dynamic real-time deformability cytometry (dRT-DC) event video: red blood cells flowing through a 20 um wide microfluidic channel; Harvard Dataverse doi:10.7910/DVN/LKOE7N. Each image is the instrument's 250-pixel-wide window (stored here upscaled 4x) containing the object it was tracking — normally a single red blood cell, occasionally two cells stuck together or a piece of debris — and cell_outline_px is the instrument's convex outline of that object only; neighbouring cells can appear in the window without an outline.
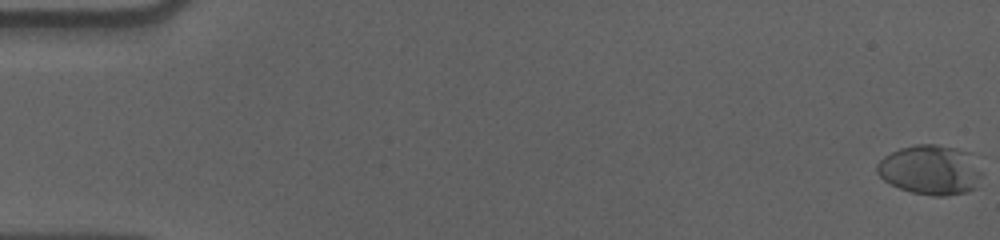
{"species": "human", "species_latin": "Homo sapiens", "temperature_condition": "cold", "stored_images_in_passage": 59, "camera_frame_rate_fps": 3000, "um_per_image_px": 0.085, "donor": {"sex": "male"}, "frame": {"image": 1, "passage_image": 1, "time_ms": 0.0, "image_size_px": [1000, 240], "cell_outline_px": [[980, 176], [976, 188], [968, 192], [944, 196], [932, 196], [912, 192], [900, 188], [884, 180], [876, 172], [876, 164], [884, 156], [900, 148], [916, 144], [936, 144], [956, 148], [972, 152], [980, 172]], "centroid_in_image_um": [79.09, 14.43], "position_along_channel_um": 5.9, "area_um2": 30.52}}
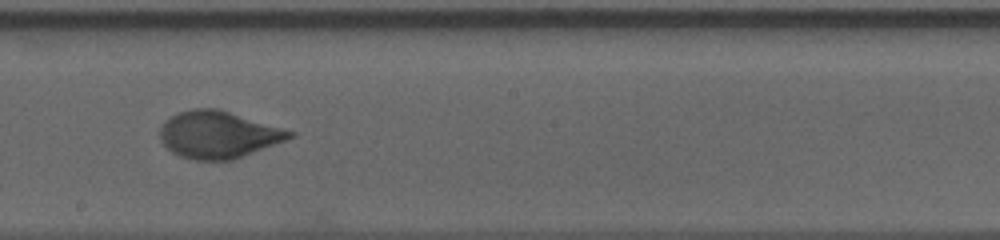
{"frame": {"image": 2, "passage_image": 34, "time_ms": 11.0, "image_size_px": [1000, 240], "cell_outline_px": [[296, 136], [232, 160], [196, 160], [180, 156], [172, 152], [160, 140], [160, 128], [164, 120], [180, 112], [192, 108], [220, 108], [296, 132]], "centroid_in_image_um": [18.56, 11.43], "position_along_channel_um": 229.6, "area_um2": 35.6}}
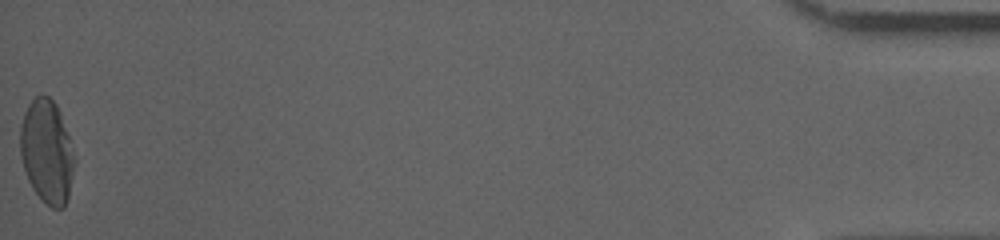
{"frame": {"image": 3, "passage_image": 59, "time_ms": 19.333, "image_size_px": [1000, 240], "cell_outline_px": [[72, 168], [68, 196], [64, 208], [52, 208], [32, 188], [28, 180], [24, 168], [20, 152], [20, 124], [24, 112], [28, 104], [36, 96], [48, 96], [56, 104], [60, 112], [68, 136], [72, 152]], "centroid_in_image_um": [3.94, 12.85], "position_along_channel_um": 431.3, "area_um2": 31.85}, "authors_computed_cell_mechanics": {"area_um2": 32.4836, "velocity_mm_per_s": 3.5689, "shape_relaxation_time_tau1_ms": 5.145, "shape_relaxation_time_tau2_ms": null, "deformation_change_tau1": 0.2013, "deformation_change_tau2": null}}